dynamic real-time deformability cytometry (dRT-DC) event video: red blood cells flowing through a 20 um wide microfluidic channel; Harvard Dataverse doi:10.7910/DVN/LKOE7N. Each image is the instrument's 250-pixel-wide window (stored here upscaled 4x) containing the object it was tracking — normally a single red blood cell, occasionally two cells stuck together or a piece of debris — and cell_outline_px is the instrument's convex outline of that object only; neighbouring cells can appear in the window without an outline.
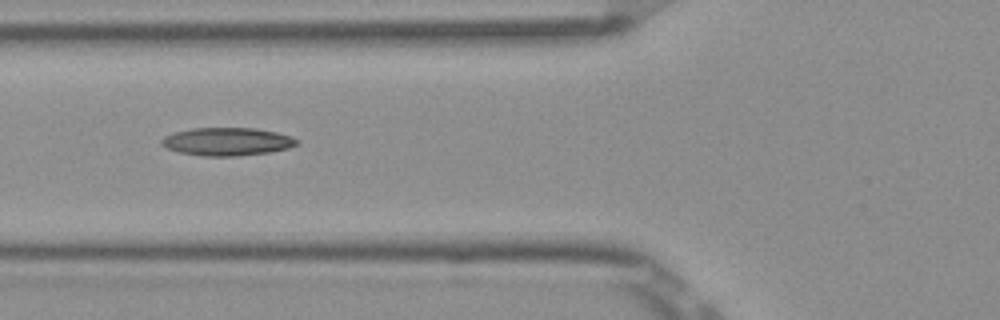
{"species": "Egyptian fruit bat (a non-hibernating species)", "species_latin": "Rousettus aegyptiacus", "temperature_condition": "room temperature", "stored_images_in_passage": 5, "camera_frame_rate_fps": 3000, "um_per_image_px": 0.085, "frame": {"image": 1, "passage_image": 3, "time_ms": 0.667, "image_size_px": [1000, 320], "cell_outline_px": [[300, 144], [288, 148], [268, 152], [240, 156], [200, 156], [180, 152], [168, 148], [160, 144], [160, 140], [164, 136], [176, 132], [192, 128], [256, 128], [276, 132], [292, 136], [300, 140]], "centroid_in_image_um": [19.34, 12.03], "position_along_channel_um": 106.5, "area_um2": 22.2}}
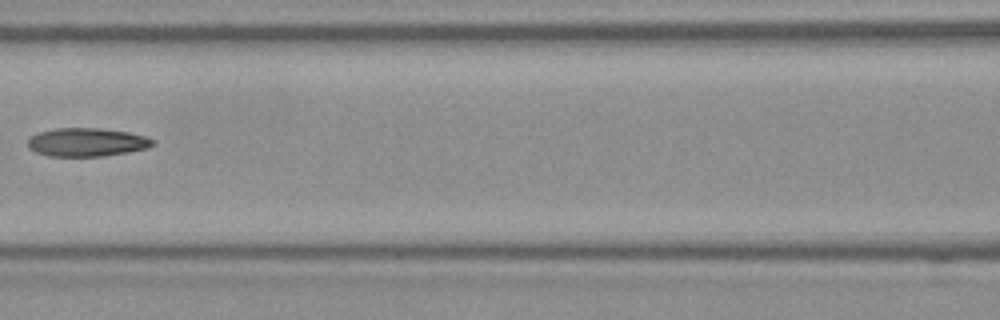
{"frame": {"image": 2, "passage_image": 4, "time_ms": 1.0, "image_size_px": [1000, 320], "cell_outline_px": [[156, 144], [148, 148], [128, 152], [104, 156], [48, 156], [36, 152], [28, 148], [28, 140], [32, 136], [40, 132], [56, 128], [100, 128], [128, 132], [148, 136], [156, 140]], "centroid_in_image_um": [7.44, 12.09], "position_along_channel_um": 159.2, "area_um2": 20.87}}
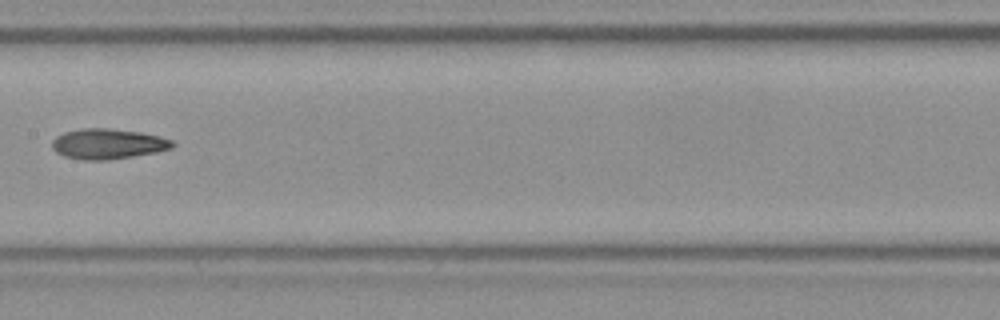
{"frame": {"image": 3, "passage_image": 5, "time_ms": 1.333, "image_size_px": [1000, 320], "cell_outline_px": [[176, 144], [172, 148], [156, 152], [108, 160], [84, 160], [64, 156], [56, 152], [52, 148], [52, 140], [56, 136], [64, 132], [84, 128], [108, 128], [140, 132], [160, 136], [172, 140]], "centroid_in_image_um": [9.17, 12.23], "position_along_channel_um": 198.2, "area_um2": 21.27}}